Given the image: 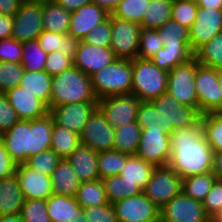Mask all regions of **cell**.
I'll use <instances>...</instances> for the list:
<instances>
[{"instance_id": "36", "label": "cell", "mask_w": 222, "mask_h": 222, "mask_svg": "<svg viewBox=\"0 0 222 222\" xmlns=\"http://www.w3.org/2000/svg\"><path fill=\"white\" fill-rule=\"evenodd\" d=\"M217 177L211 172L187 176L182 179L181 191L194 200L203 201Z\"/></svg>"}, {"instance_id": "65", "label": "cell", "mask_w": 222, "mask_h": 222, "mask_svg": "<svg viewBox=\"0 0 222 222\" xmlns=\"http://www.w3.org/2000/svg\"><path fill=\"white\" fill-rule=\"evenodd\" d=\"M25 3L45 4L55 2L56 0H22Z\"/></svg>"}, {"instance_id": "40", "label": "cell", "mask_w": 222, "mask_h": 222, "mask_svg": "<svg viewBox=\"0 0 222 222\" xmlns=\"http://www.w3.org/2000/svg\"><path fill=\"white\" fill-rule=\"evenodd\" d=\"M127 154L117 150H107L98 153L99 179L119 175L126 164Z\"/></svg>"}, {"instance_id": "46", "label": "cell", "mask_w": 222, "mask_h": 222, "mask_svg": "<svg viewBox=\"0 0 222 222\" xmlns=\"http://www.w3.org/2000/svg\"><path fill=\"white\" fill-rule=\"evenodd\" d=\"M61 158L52 149L38 152L24 163L28 168L51 177Z\"/></svg>"}, {"instance_id": "5", "label": "cell", "mask_w": 222, "mask_h": 222, "mask_svg": "<svg viewBox=\"0 0 222 222\" xmlns=\"http://www.w3.org/2000/svg\"><path fill=\"white\" fill-rule=\"evenodd\" d=\"M158 110L160 127L170 135L175 129L194 126L201 114L193 107L179 103L167 91L150 101Z\"/></svg>"}, {"instance_id": "54", "label": "cell", "mask_w": 222, "mask_h": 222, "mask_svg": "<svg viewBox=\"0 0 222 222\" xmlns=\"http://www.w3.org/2000/svg\"><path fill=\"white\" fill-rule=\"evenodd\" d=\"M88 222H118L113 205L108 203L83 208Z\"/></svg>"}, {"instance_id": "43", "label": "cell", "mask_w": 222, "mask_h": 222, "mask_svg": "<svg viewBox=\"0 0 222 222\" xmlns=\"http://www.w3.org/2000/svg\"><path fill=\"white\" fill-rule=\"evenodd\" d=\"M164 46H190L189 29L172 19L157 29Z\"/></svg>"}, {"instance_id": "30", "label": "cell", "mask_w": 222, "mask_h": 222, "mask_svg": "<svg viewBox=\"0 0 222 222\" xmlns=\"http://www.w3.org/2000/svg\"><path fill=\"white\" fill-rule=\"evenodd\" d=\"M194 57L190 46H163L150 59L157 67L169 72L177 65L188 62Z\"/></svg>"}, {"instance_id": "8", "label": "cell", "mask_w": 222, "mask_h": 222, "mask_svg": "<svg viewBox=\"0 0 222 222\" xmlns=\"http://www.w3.org/2000/svg\"><path fill=\"white\" fill-rule=\"evenodd\" d=\"M182 178L169 166H158L153 170L143 193L161 209L181 192Z\"/></svg>"}, {"instance_id": "32", "label": "cell", "mask_w": 222, "mask_h": 222, "mask_svg": "<svg viewBox=\"0 0 222 222\" xmlns=\"http://www.w3.org/2000/svg\"><path fill=\"white\" fill-rule=\"evenodd\" d=\"M142 128L137 122L118 127L114 131L113 149L128 155H134L139 147Z\"/></svg>"}, {"instance_id": "21", "label": "cell", "mask_w": 222, "mask_h": 222, "mask_svg": "<svg viewBox=\"0 0 222 222\" xmlns=\"http://www.w3.org/2000/svg\"><path fill=\"white\" fill-rule=\"evenodd\" d=\"M109 15L110 13L106 9L90 2L72 12L68 34L83 40L92 29L105 21Z\"/></svg>"}, {"instance_id": "42", "label": "cell", "mask_w": 222, "mask_h": 222, "mask_svg": "<svg viewBox=\"0 0 222 222\" xmlns=\"http://www.w3.org/2000/svg\"><path fill=\"white\" fill-rule=\"evenodd\" d=\"M22 61L25 71H43L47 53L40 47L37 39L22 42Z\"/></svg>"}, {"instance_id": "12", "label": "cell", "mask_w": 222, "mask_h": 222, "mask_svg": "<svg viewBox=\"0 0 222 222\" xmlns=\"http://www.w3.org/2000/svg\"><path fill=\"white\" fill-rule=\"evenodd\" d=\"M160 222H212L201 201L194 200L182 191L160 210Z\"/></svg>"}, {"instance_id": "34", "label": "cell", "mask_w": 222, "mask_h": 222, "mask_svg": "<svg viewBox=\"0 0 222 222\" xmlns=\"http://www.w3.org/2000/svg\"><path fill=\"white\" fill-rule=\"evenodd\" d=\"M81 145L80 136L58 124L53 120L51 147L61 159H66Z\"/></svg>"}, {"instance_id": "67", "label": "cell", "mask_w": 222, "mask_h": 222, "mask_svg": "<svg viewBox=\"0 0 222 222\" xmlns=\"http://www.w3.org/2000/svg\"><path fill=\"white\" fill-rule=\"evenodd\" d=\"M218 81H219V85L222 89V70L218 71Z\"/></svg>"}, {"instance_id": "33", "label": "cell", "mask_w": 222, "mask_h": 222, "mask_svg": "<svg viewBox=\"0 0 222 222\" xmlns=\"http://www.w3.org/2000/svg\"><path fill=\"white\" fill-rule=\"evenodd\" d=\"M154 169L155 166L153 164L146 162L136 154H127L126 164L119 175L123 176L124 179L129 182L137 183L142 189H144L149 182Z\"/></svg>"}, {"instance_id": "55", "label": "cell", "mask_w": 222, "mask_h": 222, "mask_svg": "<svg viewBox=\"0 0 222 222\" xmlns=\"http://www.w3.org/2000/svg\"><path fill=\"white\" fill-rule=\"evenodd\" d=\"M22 53V42L14 38L0 40V62L21 63Z\"/></svg>"}, {"instance_id": "7", "label": "cell", "mask_w": 222, "mask_h": 222, "mask_svg": "<svg viewBox=\"0 0 222 222\" xmlns=\"http://www.w3.org/2000/svg\"><path fill=\"white\" fill-rule=\"evenodd\" d=\"M197 111L202 115L219 112L222 109V89L218 81V71L214 68L198 65L195 75Z\"/></svg>"}, {"instance_id": "10", "label": "cell", "mask_w": 222, "mask_h": 222, "mask_svg": "<svg viewBox=\"0 0 222 222\" xmlns=\"http://www.w3.org/2000/svg\"><path fill=\"white\" fill-rule=\"evenodd\" d=\"M141 101L132 94L111 95L98 99L97 107L115 129L136 121Z\"/></svg>"}, {"instance_id": "22", "label": "cell", "mask_w": 222, "mask_h": 222, "mask_svg": "<svg viewBox=\"0 0 222 222\" xmlns=\"http://www.w3.org/2000/svg\"><path fill=\"white\" fill-rule=\"evenodd\" d=\"M15 175L25 200H46L53 194L51 177L33 171L25 164H17Z\"/></svg>"}, {"instance_id": "20", "label": "cell", "mask_w": 222, "mask_h": 222, "mask_svg": "<svg viewBox=\"0 0 222 222\" xmlns=\"http://www.w3.org/2000/svg\"><path fill=\"white\" fill-rule=\"evenodd\" d=\"M19 120H34L49 114L48 106L25 90L17 86L4 93Z\"/></svg>"}, {"instance_id": "4", "label": "cell", "mask_w": 222, "mask_h": 222, "mask_svg": "<svg viewBox=\"0 0 222 222\" xmlns=\"http://www.w3.org/2000/svg\"><path fill=\"white\" fill-rule=\"evenodd\" d=\"M168 72L157 67L150 59L132 60L131 94L140 101L150 102L167 91Z\"/></svg>"}, {"instance_id": "35", "label": "cell", "mask_w": 222, "mask_h": 222, "mask_svg": "<svg viewBox=\"0 0 222 222\" xmlns=\"http://www.w3.org/2000/svg\"><path fill=\"white\" fill-rule=\"evenodd\" d=\"M102 182L110 204L143 192V189L137 183L125 180L121 175L106 177L102 179Z\"/></svg>"}, {"instance_id": "24", "label": "cell", "mask_w": 222, "mask_h": 222, "mask_svg": "<svg viewBox=\"0 0 222 222\" xmlns=\"http://www.w3.org/2000/svg\"><path fill=\"white\" fill-rule=\"evenodd\" d=\"M66 160L71 164L77 178L81 182L99 179L98 175V152L90 147L80 145Z\"/></svg>"}, {"instance_id": "1", "label": "cell", "mask_w": 222, "mask_h": 222, "mask_svg": "<svg viewBox=\"0 0 222 222\" xmlns=\"http://www.w3.org/2000/svg\"><path fill=\"white\" fill-rule=\"evenodd\" d=\"M170 145L172 154L168 165L182 179L212 171L214 151L204 136L200 120L190 128L175 129L170 134Z\"/></svg>"}, {"instance_id": "66", "label": "cell", "mask_w": 222, "mask_h": 222, "mask_svg": "<svg viewBox=\"0 0 222 222\" xmlns=\"http://www.w3.org/2000/svg\"><path fill=\"white\" fill-rule=\"evenodd\" d=\"M212 222H222V210L217 214V216L212 220Z\"/></svg>"}, {"instance_id": "14", "label": "cell", "mask_w": 222, "mask_h": 222, "mask_svg": "<svg viewBox=\"0 0 222 222\" xmlns=\"http://www.w3.org/2000/svg\"><path fill=\"white\" fill-rule=\"evenodd\" d=\"M222 31V8L198 7L196 19L189 29L190 47L195 54Z\"/></svg>"}, {"instance_id": "52", "label": "cell", "mask_w": 222, "mask_h": 222, "mask_svg": "<svg viewBox=\"0 0 222 222\" xmlns=\"http://www.w3.org/2000/svg\"><path fill=\"white\" fill-rule=\"evenodd\" d=\"M136 122L142 129L161 128L159 124L158 110L148 101H141L137 112Z\"/></svg>"}, {"instance_id": "56", "label": "cell", "mask_w": 222, "mask_h": 222, "mask_svg": "<svg viewBox=\"0 0 222 222\" xmlns=\"http://www.w3.org/2000/svg\"><path fill=\"white\" fill-rule=\"evenodd\" d=\"M19 121L16 111L10 105L7 96L0 93V135Z\"/></svg>"}, {"instance_id": "27", "label": "cell", "mask_w": 222, "mask_h": 222, "mask_svg": "<svg viewBox=\"0 0 222 222\" xmlns=\"http://www.w3.org/2000/svg\"><path fill=\"white\" fill-rule=\"evenodd\" d=\"M37 40L40 47L47 54L58 50L72 61L80 42L79 39L74 38L71 34H58L47 30H43Z\"/></svg>"}, {"instance_id": "28", "label": "cell", "mask_w": 222, "mask_h": 222, "mask_svg": "<svg viewBox=\"0 0 222 222\" xmlns=\"http://www.w3.org/2000/svg\"><path fill=\"white\" fill-rule=\"evenodd\" d=\"M53 77L46 71H24L19 83L20 87L43 101L49 108L51 98V86Z\"/></svg>"}, {"instance_id": "41", "label": "cell", "mask_w": 222, "mask_h": 222, "mask_svg": "<svg viewBox=\"0 0 222 222\" xmlns=\"http://www.w3.org/2000/svg\"><path fill=\"white\" fill-rule=\"evenodd\" d=\"M204 127V136L214 152H222V115L209 112L200 116Z\"/></svg>"}, {"instance_id": "17", "label": "cell", "mask_w": 222, "mask_h": 222, "mask_svg": "<svg viewBox=\"0 0 222 222\" xmlns=\"http://www.w3.org/2000/svg\"><path fill=\"white\" fill-rule=\"evenodd\" d=\"M97 103H71L52 107L49 111L56 124L80 136Z\"/></svg>"}, {"instance_id": "47", "label": "cell", "mask_w": 222, "mask_h": 222, "mask_svg": "<svg viewBox=\"0 0 222 222\" xmlns=\"http://www.w3.org/2000/svg\"><path fill=\"white\" fill-rule=\"evenodd\" d=\"M24 71L21 63L0 62V93L19 86Z\"/></svg>"}, {"instance_id": "53", "label": "cell", "mask_w": 222, "mask_h": 222, "mask_svg": "<svg viewBox=\"0 0 222 222\" xmlns=\"http://www.w3.org/2000/svg\"><path fill=\"white\" fill-rule=\"evenodd\" d=\"M72 66L73 61L57 50L47 55L44 71L50 76L56 77L60 73L70 69Z\"/></svg>"}, {"instance_id": "50", "label": "cell", "mask_w": 222, "mask_h": 222, "mask_svg": "<svg viewBox=\"0 0 222 222\" xmlns=\"http://www.w3.org/2000/svg\"><path fill=\"white\" fill-rule=\"evenodd\" d=\"M111 14L109 17L92 29L83 39L88 44H93L98 47L111 46Z\"/></svg>"}, {"instance_id": "58", "label": "cell", "mask_w": 222, "mask_h": 222, "mask_svg": "<svg viewBox=\"0 0 222 222\" xmlns=\"http://www.w3.org/2000/svg\"><path fill=\"white\" fill-rule=\"evenodd\" d=\"M22 3V0H0V14L13 17Z\"/></svg>"}, {"instance_id": "29", "label": "cell", "mask_w": 222, "mask_h": 222, "mask_svg": "<svg viewBox=\"0 0 222 222\" xmlns=\"http://www.w3.org/2000/svg\"><path fill=\"white\" fill-rule=\"evenodd\" d=\"M72 12L65 10L56 2L42 4V22L44 30L67 34Z\"/></svg>"}, {"instance_id": "51", "label": "cell", "mask_w": 222, "mask_h": 222, "mask_svg": "<svg viewBox=\"0 0 222 222\" xmlns=\"http://www.w3.org/2000/svg\"><path fill=\"white\" fill-rule=\"evenodd\" d=\"M202 205L211 220L222 210V180H215L211 190L202 201Z\"/></svg>"}, {"instance_id": "15", "label": "cell", "mask_w": 222, "mask_h": 222, "mask_svg": "<svg viewBox=\"0 0 222 222\" xmlns=\"http://www.w3.org/2000/svg\"><path fill=\"white\" fill-rule=\"evenodd\" d=\"M114 131L105 118V115L97 107L90 115L88 122L80 134L81 144L96 152H103L113 149Z\"/></svg>"}, {"instance_id": "18", "label": "cell", "mask_w": 222, "mask_h": 222, "mask_svg": "<svg viewBox=\"0 0 222 222\" xmlns=\"http://www.w3.org/2000/svg\"><path fill=\"white\" fill-rule=\"evenodd\" d=\"M5 149L17 164H24L31 157L30 120H19L0 135Z\"/></svg>"}, {"instance_id": "39", "label": "cell", "mask_w": 222, "mask_h": 222, "mask_svg": "<svg viewBox=\"0 0 222 222\" xmlns=\"http://www.w3.org/2000/svg\"><path fill=\"white\" fill-rule=\"evenodd\" d=\"M194 57L200 65L214 68L217 71L222 70V31L203 45L194 54Z\"/></svg>"}, {"instance_id": "62", "label": "cell", "mask_w": 222, "mask_h": 222, "mask_svg": "<svg viewBox=\"0 0 222 222\" xmlns=\"http://www.w3.org/2000/svg\"><path fill=\"white\" fill-rule=\"evenodd\" d=\"M122 0H92L96 5L106 9L110 14Z\"/></svg>"}, {"instance_id": "3", "label": "cell", "mask_w": 222, "mask_h": 222, "mask_svg": "<svg viewBox=\"0 0 222 222\" xmlns=\"http://www.w3.org/2000/svg\"><path fill=\"white\" fill-rule=\"evenodd\" d=\"M91 83L97 99L131 94L132 60L115 59L111 64L92 74Z\"/></svg>"}, {"instance_id": "44", "label": "cell", "mask_w": 222, "mask_h": 222, "mask_svg": "<svg viewBox=\"0 0 222 222\" xmlns=\"http://www.w3.org/2000/svg\"><path fill=\"white\" fill-rule=\"evenodd\" d=\"M150 2L151 0H122L111 15L140 24Z\"/></svg>"}, {"instance_id": "16", "label": "cell", "mask_w": 222, "mask_h": 222, "mask_svg": "<svg viewBox=\"0 0 222 222\" xmlns=\"http://www.w3.org/2000/svg\"><path fill=\"white\" fill-rule=\"evenodd\" d=\"M43 30L42 4L23 2L13 16L11 38L19 42L34 40Z\"/></svg>"}, {"instance_id": "25", "label": "cell", "mask_w": 222, "mask_h": 222, "mask_svg": "<svg viewBox=\"0 0 222 222\" xmlns=\"http://www.w3.org/2000/svg\"><path fill=\"white\" fill-rule=\"evenodd\" d=\"M24 202L25 197L15 174L0 179V216L20 214Z\"/></svg>"}, {"instance_id": "6", "label": "cell", "mask_w": 222, "mask_h": 222, "mask_svg": "<svg viewBox=\"0 0 222 222\" xmlns=\"http://www.w3.org/2000/svg\"><path fill=\"white\" fill-rule=\"evenodd\" d=\"M197 59L193 57L188 62L177 65L168 72L167 92L179 103L191 106L197 110V94L195 75Z\"/></svg>"}, {"instance_id": "49", "label": "cell", "mask_w": 222, "mask_h": 222, "mask_svg": "<svg viewBox=\"0 0 222 222\" xmlns=\"http://www.w3.org/2000/svg\"><path fill=\"white\" fill-rule=\"evenodd\" d=\"M20 216L23 222H51L44 199L25 200Z\"/></svg>"}, {"instance_id": "9", "label": "cell", "mask_w": 222, "mask_h": 222, "mask_svg": "<svg viewBox=\"0 0 222 222\" xmlns=\"http://www.w3.org/2000/svg\"><path fill=\"white\" fill-rule=\"evenodd\" d=\"M141 26L111 15V46L118 59L133 60L138 57Z\"/></svg>"}, {"instance_id": "64", "label": "cell", "mask_w": 222, "mask_h": 222, "mask_svg": "<svg viewBox=\"0 0 222 222\" xmlns=\"http://www.w3.org/2000/svg\"><path fill=\"white\" fill-rule=\"evenodd\" d=\"M0 222H23L20 214L0 216Z\"/></svg>"}, {"instance_id": "63", "label": "cell", "mask_w": 222, "mask_h": 222, "mask_svg": "<svg viewBox=\"0 0 222 222\" xmlns=\"http://www.w3.org/2000/svg\"><path fill=\"white\" fill-rule=\"evenodd\" d=\"M197 4L198 7L213 8V9L222 8V0H198Z\"/></svg>"}, {"instance_id": "26", "label": "cell", "mask_w": 222, "mask_h": 222, "mask_svg": "<svg viewBox=\"0 0 222 222\" xmlns=\"http://www.w3.org/2000/svg\"><path fill=\"white\" fill-rule=\"evenodd\" d=\"M53 194L75 197L81 181L71 164L61 159L51 176Z\"/></svg>"}, {"instance_id": "2", "label": "cell", "mask_w": 222, "mask_h": 222, "mask_svg": "<svg viewBox=\"0 0 222 222\" xmlns=\"http://www.w3.org/2000/svg\"><path fill=\"white\" fill-rule=\"evenodd\" d=\"M91 76L72 66L53 77L49 110L52 107L71 103H97Z\"/></svg>"}, {"instance_id": "45", "label": "cell", "mask_w": 222, "mask_h": 222, "mask_svg": "<svg viewBox=\"0 0 222 222\" xmlns=\"http://www.w3.org/2000/svg\"><path fill=\"white\" fill-rule=\"evenodd\" d=\"M163 46L162 36L157 29L141 27L138 58L151 59Z\"/></svg>"}, {"instance_id": "38", "label": "cell", "mask_w": 222, "mask_h": 222, "mask_svg": "<svg viewBox=\"0 0 222 222\" xmlns=\"http://www.w3.org/2000/svg\"><path fill=\"white\" fill-rule=\"evenodd\" d=\"M173 0H151L144 12L141 27L158 29L171 20Z\"/></svg>"}, {"instance_id": "13", "label": "cell", "mask_w": 222, "mask_h": 222, "mask_svg": "<svg viewBox=\"0 0 222 222\" xmlns=\"http://www.w3.org/2000/svg\"><path fill=\"white\" fill-rule=\"evenodd\" d=\"M112 205L118 222H160V209L143 192Z\"/></svg>"}, {"instance_id": "23", "label": "cell", "mask_w": 222, "mask_h": 222, "mask_svg": "<svg viewBox=\"0 0 222 222\" xmlns=\"http://www.w3.org/2000/svg\"><path fill=\"white\" fill-rule=\"evenodd\" d=\"M46 204L51 222H88L75 197L52 194Z\"/></svg>"}, {"instance_id": "37", "label": "cell", "mask_w": 222, "mask_h": 222, "mask_svg": "<svg viewBox=\"0 0 222 222\" xmlns=\"http://www.w3.org/2000/svg\"><path fill=\"white\" fill-rule=\"evenodd\" d=\"M75 198L82 208L89 206H99L109 203L101 179L81 182Z\"/></svg>"}, {"instance_id": "57", "label": "cell", "mask_w": 222, "mask_h": 222, "mask_svg": "<svg viewBox=\"0 0 222 222\" xmlns=\"http://www.w3.org/2000/svg\"><path fill=\"white\" fill-rule=\"evenodd\" d=\"M17 163L12 159L0 139V179L9 178L16 173Z\"/></svg>"}, {"instance_id": "11", "label": "cell", "mask_w": 222, "mask_h": 222, "mask_svg": "<svg viewBox=\"0 0 222 222\" xmlns=\"http://www.w3.org/2000/svg\"><path fill=\"white\" fill-rule=\"evenodd\" d=\"M170 135L162 128L142 129L136 155L155 167L166 166L171 158Z\"/></svg>"}, {"instance_id": "60", "label": "cell", "mask_w": 222, "mask_h": 222, "mask_svg": "<svg viewBox=\"0 0 222 222\" xmlns=\"http://www.w3.org/2000/svg\"><path fill=\"white\" fill-rule=\"evenodd\" d=\"M55 2L65 10L74 12L92 0H56Z\"/></svg>"}, {"instance_id": "31", "label": "cell", "mask_w": 222, "mask_h": 222, "mask_svg": "<svg viewBox=\"0 0 222 222\" xmlns=\"http://www.w3.org/2000/svg\"><path fill=\"white\" fill-rule=\"evenodd\" d=\"M53 117L47 114L44 117L30 120L31 129V157L38 152L50 149L52 137Z\"/></svg>"}, {"instance_id": "48", "label": "cell", "mask_w": 222, "mask_h": 222, "mask_svg": "<svg viewBox=\"0 0 222 222\" xmlns=\"http://www.w3.org/2000/svg\"><path fill=\"white\" fill-rule=\"evenodd\" d=\"M198 10V4L191 0H173L171 19L190 29Z\"/></svg>"}, {"instance_id": "59", "label": "cell", "mask_w": 222, "mask_h": 222, "mask_svg": "<svg viewBox=\"0 0 222 222\" xmlns=\"http://www.w3.org/2000/svg\"><path fill=\"white\" fill-rule=\"evenodd\" d=\"M13 30V17L0 14V40L11 38Z\"/></svg>"}, {"instance_id": "19", "label": "cell", "mask_w": 222, "mask_h": 222, "mask_svg": "<svg viewBox=\"0 0 222 222\" xmlns=\"http://www.w3.org/2000/svg\"><path fill=\"white\" fill-rule=\"evenodd\" d=\"M115 59L110 47H98L80 40L73 60V66L91 76L111 64Z\"/></svg>"}, {"instance_id": "61", "label": "cell", "mask_w": 222, "mask_h": 222, "mask_svg": "<svg viewBox=\"0 0 222 222\" xmlns=\"http://www.w3.org/2000/svg\"><path fill=\"white\" fill-rule=\"evenodd\" d=\"M212 172L217 179L222 180V152H214Z\"/></svg>"}]
</instances>
